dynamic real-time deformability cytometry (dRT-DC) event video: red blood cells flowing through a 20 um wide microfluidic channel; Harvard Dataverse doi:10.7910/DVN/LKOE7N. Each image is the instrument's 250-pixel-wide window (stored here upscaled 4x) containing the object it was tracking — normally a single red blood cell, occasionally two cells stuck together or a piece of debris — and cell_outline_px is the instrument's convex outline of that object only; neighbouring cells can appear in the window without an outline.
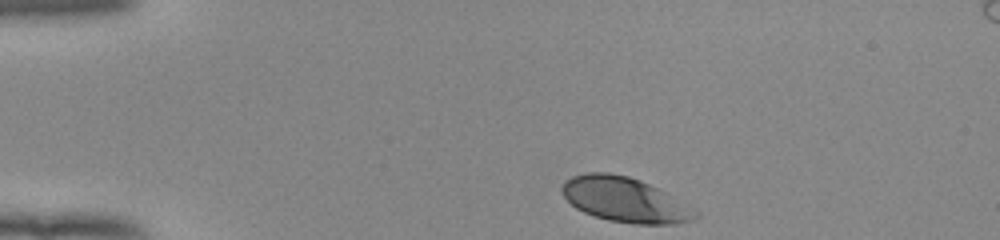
{"species": "human", "species_latin": "Homo sapiens", "temperature_condition": "room temperature", "stored_images_in_passage": 35, "camera_frame_rate_fps": 3000, "um_per_image_px": 0.085, "donor": {"sex": "female"}, "frame": {"image": 1, "passage_image": 1, "time_ms": 0.0, "image_size_px": [1000, 240], "cell_outline_px": [[700, 216], [692, 220], [676, 224], [636, 224], [608, 220], [584, 212], [576, 208], [560, 192], [560, 188], [564, 180], [572, 176], [584, 172], [608, 172], [628, 176], [640, 180], [656, 188], [700, 212]], "centroid_in_image_um": [53.08, 16.97], "position_along_channel_um": 31.9, "area_um2": 34.68}}
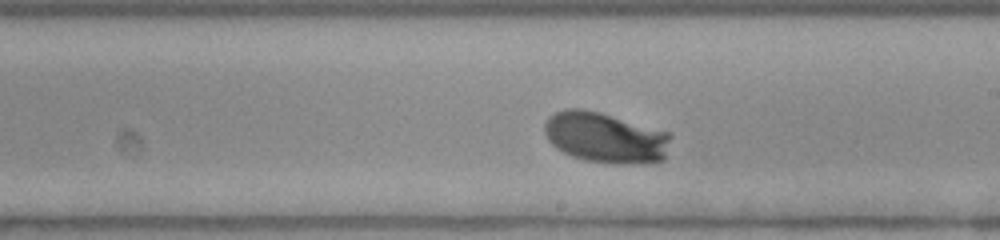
{"frame": {"image": 2, "passage_image": 22, "time_ms": 7.0, "image_size_px": [1000, 240], "cell_outline_px": [[672, 136], [664, 160], [624, 164], [620, 164], [584, 160], [572, 156], [556, 148], [548, 140], [544, 132], [544, 124], [548, 116], [564, 108], [580, 108], [600, 112], [672, 132]], "centroid_in_image_um": [51.46, 11.67], "position_along_channel_um": 237.5, "area_um2": 37.51}}
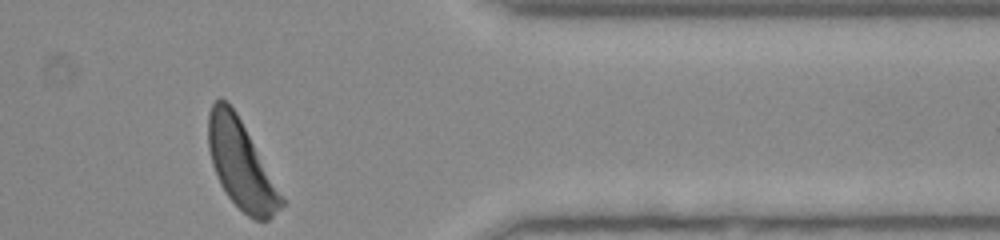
{"frame": {"image": 3, "passage_image": 35, "time_ms": 11.333, "image_size_px": [1000, 240], "cell_outline_px": [[284, 204], [268, 220], [256, 220], [248, 216], [228, 196], [220, 184], [212, 164], [208, 148], [208, 112], [212, 104], [220, 96], [228, 100], [236, 112], [284, 200]], "centroid_in_image_um": [20.43, 13.94], "position_along_channel_um": 391.0, "area_um2": 36.7}, "authors_computed_cell_mechanics": {"area_um2": 35.6048, "velocity_mm_per_s": 3.8844, "shape_relaxation_time_tau1_ms": 2.4069, "shape_relaxation_time_tau2_ms": null, "deformation_change_tau1": 0.1369, "deformation_change_tau2": null}}